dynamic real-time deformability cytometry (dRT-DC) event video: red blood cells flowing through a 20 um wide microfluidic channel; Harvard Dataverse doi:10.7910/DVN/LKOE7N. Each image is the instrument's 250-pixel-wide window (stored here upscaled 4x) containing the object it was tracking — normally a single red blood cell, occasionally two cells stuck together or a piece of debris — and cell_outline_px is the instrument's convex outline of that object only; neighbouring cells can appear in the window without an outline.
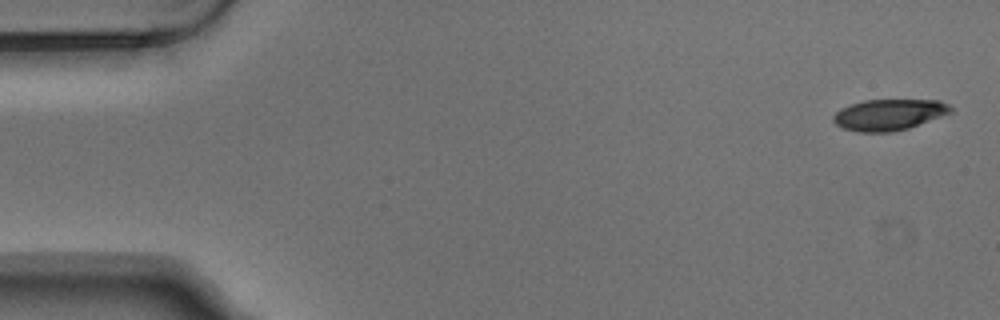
{"species": "Egyptian fruit bat (a non-hibernating species)", "species_latin": "Rousettus aegyptiacus", "temperature_condition": "warm", "stored_images_in_passage": 5, "camera_frame_rate_fps": 3000, "um_per_image_px": 0.085, "animal": {"sex": "male"}, "frame": {"image": 1, "passage_image": 1, "time_ms": 0.0, "image_size_px": [1000, 320], "cell_outline_px": [[952, 112], [908, 128], [892, 132], [856, 132], [844, 128], [836, 124], [832, 120], [832, 116], [840, 108], [864, 100], [940, 100], [948, 104], [952, 108]], "centroid_in_image_um": [75.54, 9.75], "position_along_channel_um": 9.5, "area_um2": 21.21}}
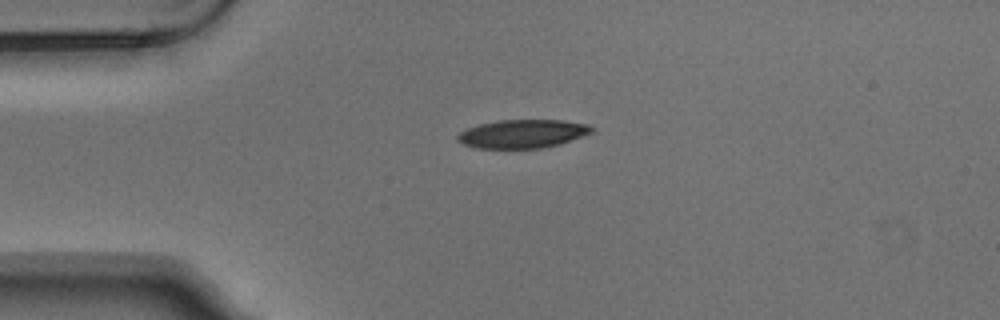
{"frame": {"image": 2, "passage_image": 4, "time_ms": 1.0, "image_size_px": [1000, 320], "cell_outline_px": [[596, 128], [592, 132], [560, 144], [540, 148], [476, 148], [464, 144], [456, 140], [456, 136], [460, 132], [468, 128], [480, 124], [496, 120], [564, 120], [588, 124]], "centroid_in_image_um": [44.42, 11.36], "position_along_channel_um": 40.6, "area_um2": 22.25}}